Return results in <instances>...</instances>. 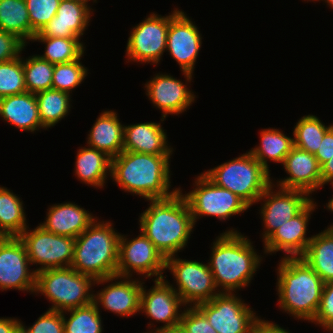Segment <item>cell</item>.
Wrapping results in <instances>:
<instances>
[{"mask_svg":"<svg viewBox=\"0 0 333 333\" xmlns=\"http://www.w3.org/2000/svg\"><path fill=\"white\" fill-rule=\"evenodd\" d=\"M100 308L94 302L63 312L64 333H102ZM70 313V317L66 314ZM68 318V319H67Z\"/></svg>","mask_w":333,"mask_h":333,"instance_id":"e575fe53","label":"cell"},{"mask_svg":"<svg viewBox=\"0 0 333 333\" xmlns=\"http://www.w3.org/2000/svg\"><path fill=\"white\" fill-rule=\"evenodd\" d=\"M180 324L189 333H217L207 318L193 306L184 308Z\"/></svg>","mask_w":333,"mask_h":333,"instance_id":"b9f144b4","label":"cell"},{"mask_svg":"<svg viewBox=\"0 0 333 333\" xmlns=\"http://www.w3.org/2000/svg\"><path fill=\"white\" fill-rule=\"evenodd\" d=\"M170 156L123 151L111 158L110 177L124 192L147 201L170 198L180 190H170Z\"/></svg>","mask_w":333,"mask_h":333,"instance_id":"6da1fadb","label":"cell"},{"mask_svg":"<svg viewBox=\"0 0 333 333\" xmlns=\"http://www.w3.org/2000/svg\"><path fill=\"white\" fill-rule=\"evenodd\" d=\"M21 54L13 60L0 63V98L27 91Z\"/></svg>","mask_w":333,"mask_h":333,"instance_id":"74e56055","label":"cell"},{"mask_svg":"<svg viewBox=\"0 0 333 333\" xmlns=\"http://www.w3.org/2000/svg\"><path fill=\"white\" fill-rule=\"evenodd\" d=\"M322 279L324 283L333 281V225L319 234L313 235L309 245L300 257Z\"/></svg>","mask_w":333,"mask_h":333,"instance_id":"83f0119b","label":"cell"},{"mask_svg":"<svg viewBox=\"0 0 333 333\" xmlns=\"http://www.w3.org/2000/svg\"><path fill=\"white\" fill-rule=\"evenodd\" d=\"M74 171L78 179L86 185L103 188L107 175H111V157L93 147H80Z\"/></svg>","mask_w":333,"mask_h":333,"instance_id":"4316f807","label":"cell"},{"mask_svg":"<svg viewBox=\"0 0 333 333\" xmlns=\"http://www.w3.org/2000/svg\"><path fill=\"white\" fill-rule=\"evenodd\" d=\"M319 1H321V0H319ZM322 1L327 3V5L330 6V8L332 7V9H333V0H322Z\"/></svg>","mask_w":333,"mask_h":333,"instance_id":"816d5d0a","label":"cell"},{"mask_svg":"<svg viewBox=\"0 0 333 333\" xmlns=\"http://www.w3.org/2000/svg\"><path fill=\"white\" fill-rule=\"evenodd\" d=\"M23 201L14 192L0 186V233L18 237L27 227Z\"/></svg>","mask_w":333,"mask_h":333,"instance_id":"f546056e","label":"cell"},{"mask_svg":"<svg viewBox=\"0 0 333 333\" xmlns=\"http://www.w3.org/2000/svg\"><path fill=\"white\" fill-rule=\"evenodd\" d=\"M20 333H64L63 312L48 309L29 327L21 322Z\"/></svg>","mask_w":333,"mask_h":333,"instance_id":"ab89813d","label":"cell"},{"mask_svg":"<svg viewBox=\"0 0 333 333\" xmlns=\"http://www.w3.org/2000/svg\"><path fill=\"white\" fill-rule=\"evenodd\" d=\"M71 1L78 2V3H80V4L86 5L91 11L93 10V9L90 7V5H88V2H89L90 0H71Z\"/></svg>","mask_w":333,"mask_h":333,"instance_id":"681fc988","label":"cell"},{"mask_svg":"<svg viewBox=\"0 0 333 333\" xmlns=\"http://www.w3.org/2000/svg\"><path fill=\"white\" fill-rule=\"evenodd\" d=\"M313 322L333 332V281L324 284L320 306Z\"/></svg>","mask_w":333,"mask_h":333,"instance_id":"60d3db41","label":"cell"},{"mask_svg":"<svg viewBox=\"0 0 333 333\" xmlns=\"http://www.w3.org/2000/svg\"><path fill=\"white\" fill-rule=\"evenodd\" d=\"M283 131L275 128L263 129L260 132V144L249 152L269 172L268 160L283 164L285 157L294 147L293 138L286 136Z\"/></svg>","mask_w":333,"mask_h":333,"instance_id":"f1b7e54d","label":"cell"},{"mask_svg":"<svg viewBox=\"0 0 333 333\" xmlns=\"http://www.w3.org/2000/svg\"><path fill=\"white\" fill-rule=\"evenodd\" d=\"M314 202L313 198L299 214L286 221L264 241V253L268 255L283 251L285 258L301 257L304 254L312 239V236L305 235L311 214L317 206Z\"/></svg>","mask_w":333,"mask_h":333,"instance_id":"ffe728a7","label":"cell"},{"mask_svg":"<svg viewBox=\"0 0 333 333\" xmlns=\"http://www.w3.org/2000/svg\"><path fill=\"white\" fill-rule=\"evenodd\" d=\"M210 255L208 264L221 293L248 287L262 261L251 240L235 228L216 237Z\"/></svg>","mask_w":333,"mask_h":333,"instance_id":"3957f363","label":"cell"},{"mask_svg":"<svg viewBox=\"0 0 333 333\" xmlns=\"http://www.w3.org/2000/svg\"><path fill=\"white\" fill-rule=\"evenodd\" d=\"M333 155V125L325 132L319 148L314 155L320 166L331 159Z\"/></svg>","mask_w":333,"mask_h":333,"instance_id":"ee69618b","label":"cell"},{"mask_svg":"<svg viewBox=\"0 0 333 333\" xmlns=\"http://www.w3.org/2000/svg\"><path fill=\"white\" fill-rule=\"evenodd\" d=\"M160 333H189L181 324L165 329Z\"/></svg>","mask_w":333,"mask_h":333,"instance_id":"c3c4849f","label":"cell"},{"mask_svg":"<svg viewBox=\"0 0 333 333\" xmlns=\"http://www.w3.org/2000/svg\"><path fill=\"white\" fill-rule=\"evenodd\" d=\"M276 284L279 307L294 319L312 322L325 284L320 276L302 258L282 257Z\"/></svg>","mask_w":333,"mask_h":333,"instance_id":"277c9868","label":"cell"},{"mask_svg":"<svg viewBox=\"0 0 333 333\" xmlns=\"http://www.w3.org/2000/svg\"><path fill=\"white\" fill-rule=\"evenodd\" d=\"M333 187V186H332ZM329 202L328 203H326V208L328 209V210H330L331 212H333V197L330 199V200H328Z\"/></svg>","mask_w":333,"mask_h":333,"instance_id":"f907efd6","label":"cell"},{"mask_svg":"<svg viewBox=\"0 0 333 333\" xmlns=\"http://www.w3.org/2000/svg\"><path fill=\"white\" fill-rule=\"evenodd\" d=\"M112 226L96 218L75 238L73 269L94 280L116 275L120 233Z\"/></svg>","mask_w":333,"mask_h":333,"instance_id":"5b68a950","label":"cell"},{"mask_svg":"<svg viewBox=\"0 0 333 333\" xmlns=\"http://www.w3.org/2000/svg\"><path fill=\"white\" fill-rule=\"evenodd\" d=\"M21 320L16 318H0V333H20Z\"/></svg>","mask_w":333,"mask_h":333,"instance_id":"bcb514c9","label":"cell"},{"mask_svg":"<svg viewBox=\"0 0 333 333\" xmlns=\"http://www.w3.org/2000/svg\"><path fill=\"white\" fill-rule=\"evenodd\" d=\"M161 122H144L124 125L123 151L172 155L173 148L168 146V137Z\"/></svg>","mask_w":333,"mask_h":333,"instance_id":"603a6c76","label":"cell"},{"mask_svg":"<svg viewBox=\"0 0 333 333\" xmlns=\"http://www.w3.org/2000/svg\"><path fill=\"white\" fill-rule=\"evenodd\" d=\"M0 30L15 35L27 46L31 23L25 0H0Z\"/></svg>","mask_w":333,"mask_h":333,"instance_id":"4dcf8cb0","label":"cell"},{"mask_svg":"<svg viewBox=\"0 0 333 333\" xmlns=\"http://www.w3.org/2000/svg\"><path fill=\"white\" fill-rule=\"evenodd\" d=\"M176 256L177 254L166 258L165 269L172 272L177 288L174 285L171 286L178 293L185 307L187 304L195 307L208 302L221 293L216 287L208 263L203 264L196 260H186Z\"/></svg>","mask_w":333,"mask_h":333,"instance_id":"ba28073f","label":"cell"},{"mask_svg":"<svg viewBox=\"0 0 333 333\" xmlns=\"http://www.w3.org/2000/svg\"><path fill=\"white\" fill-rule=\"evenodd\" d=\"M95 280L72 267L46 269L36 273L35 294L41 293L51 303L49 310L64 312L93 302Z\"/></svg>","mask_w":333,"mask_h":333,"instance_id":"52a82bcc","label":"cell"},{"mask_svg":"<svg viewBox=\"0 0 333 333\" xmlns=\"http://www.w3.org/2000/svg\"><path fill=\"white\" fill-rule=\"evenodd\" d=\"M194 182L195 188L192 191L182 193L190 208L194 224L203 216H215L224 221L249 208L241 198L228 189L215 185L203 173L198 175Z\"/></svg>","mask_w":333,"mask_h":333,"instance_id":"9c48e42d","label":"cell"},{"mask_svg":"<svg viewBox=\"0 0 333 333\" xmlns=\"http://www.w3.org/2000/svg\"><path fill=\"white\" fill-rule=\"evenodd\" d=\"M0 117L21 131L46 129L39 117L36 96L28 91L0 98Z\"/></svg>","mask_w":333,"mask_h":333,"instance_id":"d4e9b609","label":"cell"},{"mask_svg":"<svg viewBox=\"0 0 333 333\" xmlns=\"http://www.w3.org/2000/svg\"><path fill=\"white\" fill-rule=\"evenodd\" d=\"M234 293H220L195 306L217 333H252L259 319L244 300Z\"/></svg>","mask_w":333,"mask_h":333,"instance_id":"7c38bea8","label":"cell"},{"mask_svg":"<svg viewBox=\"0 0 333 333\" xmlns=\"http://www.w3.org/2000/svg\"><path fill=\"white\" fill-rule=\"evenodd\" d=\"M47 211L45 221L39 225L46 231L73 238H77L97 218L72 202L53 204Z\"/></svg>","mask_w":333,"mask_h":333,"instance_id":"cb8c5ba5","label":"cell"},{"mask_svg":"<svg viewBox=\"0 0 333 333\" xmlns=\"http://www.w3.org/2000/svg\"><path fill=\"white\" fill-rule=\"evenodd\" d=\"M35 96L38 103L39 117L46 129L55 126L70 112V93L48 89L35 93Z\"/></svg>","mask_w":333,"mask_h":333,"instance_id":"1f68e13d","label":"cell"},{"mask_svg":"<svg viewBox=\"0 0 333 333\" xmlns=\"http://www.w3.org/2000/svg\"><path fill=\"white\" fill-rule=\"evenodd\" d=\"M54 64L42 59L39 54L23 60V72L27 91L38 93L52 89Z\"/></svg>","mask_w":333,"mask_h":333,"instance_id":"d590c367","label":"cell"},{"mask_svg":"<svg viewBox=\"0 0 333 333\" xmlns=\"http://www.w3.org/2000/svg\"><path fill=\"white\" fill-rule=\"evenodd\" d=\"M282 165L289 177L277 181V187L303 190L311 195L322 188L321 166L313 154L294 146Z\"/></svg>","mask_w":333,"mask_h":333,"instance_id":"44dd1931","label":"cell"},{"mask_svg":"<svg viewBox=\"0 0 333 333\" xmlns=\"http://www.w3.org/2000/svg\"><path fill=\"white\" fill-rule=\"evenodd\" d=\"M81 58L54 65L52 89L72 93L88 74V69L80 62Z\"/></svg>","mask_w":333,"mask_h":333,"instance_id":"8d00e7d4","label":"cell"},{"mask_svg":"<svg viewBox=\"0 0 333 333\" xmlns=\"http://www.w3.org/2000/svg\"><path fill=\"white\" fill-rule=\"evenodd\" d=\"M180 9L175 8L166 16L151 13L130 32L126 46V56L129 61L159 64L166 51L167 32L171 18Z\"/></svg>","mask_w":333,"mask_h":333,"instance_id":"8fae6325","label":"cell"},{"mask_svg":"<svg viewBox=\"0 0 333 333\" xmlns=\"http://www.w3.org/2000/svg\"><path fill=\"white\" fill-rule=\"evenodd\" d=\"M26 248L19 237L0 239V289L35 293L36 272L31 271ZM29 266V267H28Z\"/></svg>","mask_w":333,"mask_h":333,"instance_id":"9a60e30c","label":"cell"},{"mask_svg":"<svg viewBox=\"0 0 333 333\" xmlns=\"http://www.w3.org/2000/svg\"><path fill=\"white\" fill-rule=\"evenodd\" d=\"M321 183L322 186L328 183L333 186V155L321 166Z\"/></svg>","mask_w":333,"mask_h":333,"instance_id":"7dc6e473","label":"cell"},{"mask_svg":"<svg viewBox=\"0 0 333 333\" xmlns=\"http://www.w3.org/2000/svg\"><path fill=\"white\" fill-rule=\"evenodd\" d=\"M201 45L202 37L198 27L179 10L170 20L166 51L177 61L182 72L193 74Z\"/></svg>","mask_w":333,"mask_h":333,"instance_id":"ac0fdd59","label":"cell"},{"mask_svg":"<svg viewBox=\"0 0 333 333\" xmlns=\"http://www.w3.org/2000/svg\"><path fill=\"white\" fill-rule=\"evenodd\" d=\"M252 333H290V332L280 327L278 324L259 318L253 327Z\"/></svg>","mask_w":333,"mask_h":333,"instance_id":"f6af8a7d","label":"cell"},{"mask_svg":"<svg viewBox=\"0 0 333 333\" xmlns=\"http://www.w3.org/2000/svg\"><path fill=\"white\" fill-rule=\"evenodd\" d=\"M113 280H117L113 282ZM119 280V281H118ZM113 282L103 287L101 291L93 295V302L99 308L116 313L121 317L133 316L140 311V295L144 282L131 279L127 276L114 275L104 279L95 280L94 284Z\"/></svg>","mask_w":333,"mask_h":333,"instance_id":"d6986e66","label":"cell"},{"mask_svg":"<svg viewBox=\"0 0 333 333\" xmlns=\"http://www.w3.org/2000/svg\"><path fill=\"white\" fill-rule=\"evenodd\" d=\"M273 186L275 187L274 183L258 199V202L260 200L264 202L261 203L260 209L264 223L263 242L286 221L299 214L313 200L306 191L281 187L274 190Z\"/></svg>","mask_w":333,"mask_h":333,"instance_id":"5bb4252c","label":"cell"},{"mask_svg":"<svg viewBox=\"0 0 333 333\" xmlns=\"http://www.w3.org/2000/svg\"><path fill=\"white\" fill-rule=\"evenodd\" d=\"M26 45L15 35L0 30V63L18 57Z\"/></svg>","mask_w":333,"mask_h":333,"instance_id":"7bdbcfd3","label":"cell"},{"mask_svg":"<svg viewBox=\"0 0 333 333\" xmlns=\"http://www.w3.org/2000/svg\"><path fill=\"white\" fill-rule=\"evenodd\" d=\"M4 238V236L0 233V239Z\"/></svg>","mask_w":333,"mask_h":333,"instance_id":"f5cc1de1","label":"cell"},{"mask_svg":"<svg viewBox=\"0 0 333 333\" xmlns=\"http://www.w3.org/2000/svg\"><path fill=\"white\" fill-rule=\"evenodd\" d=\"M31 23V41L36 33L49 23L60 5L61 0H25Z\"/></svg>","mask_w":333,"mask_h":333,"instance_id":"f35d334b","label":"cell"},{"mask_svg":"<svg viewBox=\"0 0 333 333\" xmlns=\"http://www.w3.org/2000/svg\"><path fill=\"white\" fill-rule=\"evenodd\" d=\"M215 185L228 189L249 207L273 183L270 172L248 151L203 173Z\"/></svg>","mask_w":333,"mask_h":333,"instance_id":"8992f818","label":"cell"},{"mask_svg":"<svg viewBox=\"0 0 333 333\" xmlns=\"http://www.w3.org/2000/svg\"><path fill=\"white\" fill-rule=\"evenodd\" d=\"M93 15L86 5L71 0H61L54 18L34 37L80 38L89 26Z\"/></svg>","mask_w":333,"mask_h":333,"instance_id":"7402d4cb","label":"cell"},{"mask_svg":"<svg viewBox=\"0 0 333 333\" xmlns=\"http://www.w3.org/2000/svg\"><path fill=\"white\" fill-rule=\"evenodd\" d=\"M139 231L140 234L131 240L120 234L116 275L132 277L134 272L145 278H164L166 258L144 233Z\"/></svg>","mask_w":333,"mask_h":333,"instance_id":"4fadbf2b","label":"cell"},{"mask_svg":"<svg viewBox=\"0 0 333 333\" xmlns=\"http://www.w3.org/2000/svg\"><path fill=\"white\" fill-rule=\"evenodd\" d=\"M332 125L325 126L312 114L301 117L293 129L294 146L315 155L325 132Z\"/></svg>","mask_w":333,"mask_h":333,"instance_id":"836d02e7","label":"cell"},{"mask_svg":"<svg viewBox=\"0 0 333 333\" xmlns=\"http://www.w3.org/2000/svg\"><path fill=\"white\" fill-rule=\"evenodd\" d=\"M149 202L140 215L139 229L165 258L176 255L187 246L195 226L182 190L170 198Z\"/></svg>","mask_w":333,"mask_h":333,"instance_id":"7a4b0ae2","label":"cell"},{"mask_svg":"<svg viewBox=\"0 0 333 333\" xmlns=\"http://www.w3.org/2000/svg\"><path fill=\"white\" fill-rule=\"evenodd\" d=\"M32 41L46 44L44 54L39 56L54 65L78 60L84 56L85 47L80 38L34 37Z\"/></svg>","mask_w":333,"mask_h":333,"instance_id":"d6a6232c","label":"cell"},{"mask_svg":"<svg viewBox=\"0 0 333 333\" xmlns=\"http://www.w3.org/2000/svg\"><path fill=\"white\" fill-rule=\"evenodd\" d=\"M124 125L113 110L99 115L89 131L87 145L105 152L113 158L123 152Z\"/></svg>","mask_w":333,"mask_h":333,"instance_id":"484cf974","label":"cell"},{"mask_svg":"<svg viewBox=\"0 0 333 333\" xmlns=\"http://www.w3.org/2000/svg\"><path fill=\"white\" fill-rule=\"evenodd\" d=\"M154 285L148 291L146 286L141 289L140 312L163 326L145 333H160L161 331L180 324L184 303L170 282L164 278L154 279ZM180 309V310H179ZM155 330V331H153Z\"/></svg>","mask_w":333,"mask_h":333,"instance_id":"2e32d148","label":"cell"},{"mask_svg":"<svg viewBox=\"0 0 333 333\" xmlns=\"http://www.w3.org/2000/svg\"><path fill=\"white\" fill-rule=\"evenodd\" d=\"M18 237L26 248L30 264L41 265L35 269L36 273L71 267L75 238L54 234L40 225L33 230L27 227Z\"/></svg>","mask_w":333,"mask_h":333,"instance_id":"30bf717a","label":"cell"},{"mask_svg":"<svg viewBox=\"0 0 333 333\" xmlns=\"http://www.w3.org/2000/svg\"><path fill=\"white\" fill-rule=\"evenodd\" d=\"M182 73L186 78L185 84L170 74L160 72L145 84L149 100L162 111L160 121H164L168 114L179 115L185 112L195 101L194 92L187 87V82H191L193 74Z\"/></svg>","mask_w":333,"mask_h":333,"instance_id":"e0dca14e","label":"cell"}]
</instances>
